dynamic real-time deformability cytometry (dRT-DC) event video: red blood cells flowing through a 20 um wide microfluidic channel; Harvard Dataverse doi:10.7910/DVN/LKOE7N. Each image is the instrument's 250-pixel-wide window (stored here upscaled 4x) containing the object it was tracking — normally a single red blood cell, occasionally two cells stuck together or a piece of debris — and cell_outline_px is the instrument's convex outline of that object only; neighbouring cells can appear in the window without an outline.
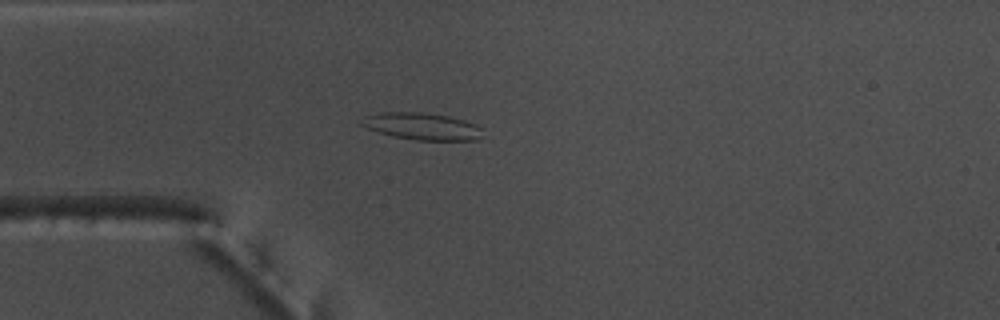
{"species": "common noctule bat (a hibernating species)", "species_latin": "Nyctalus noctula", "temperature_condition": "warm", "stored_images_in_passage": 32, "camera_frame_rate_fps": 3000, "um_per_image_px": 0.085, "animal": {"sex": "male", "body_mass_g": 17.5, "forearm_length_mm": 52.3}, "frame": {"image": 1, "passage_image": 15, "time_ms": 4.667, "image_size_px": [1000, 320], "cell_outline_px": [[484, 128], [480, 136], [476, 140], [416, 140], [392, 136], [356, 124], [364, 116], [380, 112], [420, 112], [448, 116], [464, 120], [476, 124]], "centroid_in_image_um": [35.84, 10.73], "position_along_channel_um": 49.2, "area_um2": 19.19}}
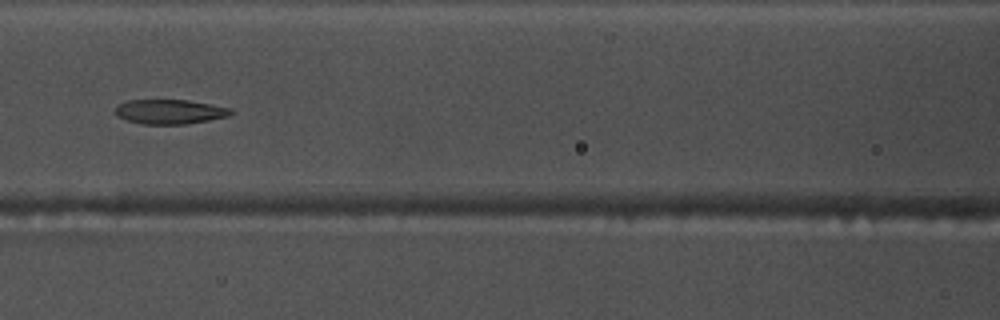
{"frame": {"image": 2, "passage_image": 24, "time_ms": 7.667, "image_size_px": [1000, 320], "cell_outline_px": [[232, 112], [228, 116], [188, 124], [140, 124], [116, 116], [116, 104], [124, 100], [188, 100], [232, 108]], "centroid_in_image_um": [14.39, 9.49], "position_along_channel_um": 152.2, "area_um2": 16.59}}
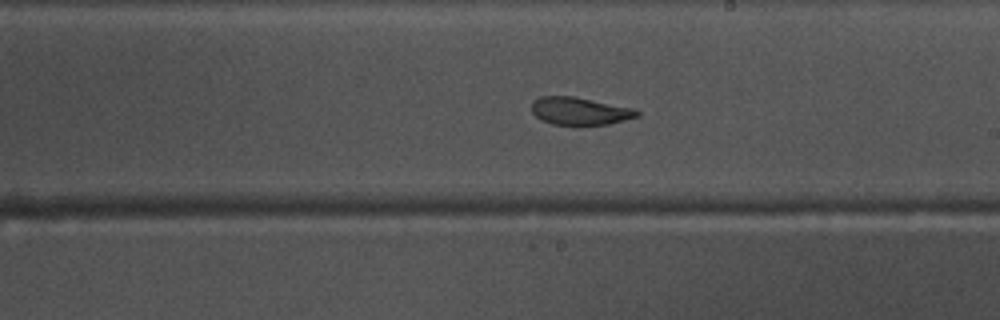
{"frame": {"image": 3, "passage_image": 31, "time_ms": 10.0, "image_size_px": [1000, 320], "cell_outline_px": [[640, 116], [608, 124], [580, 128], [572, 128], [552, 124], [540, 120], [532, 112], [532, 100], [540, 96], [576, 96], [632, 108], [640, 112]], "centroid_in_image_um": [49.25, 9.49], "position_along_channel_um": 239.7, "area_um2": 17.86}}